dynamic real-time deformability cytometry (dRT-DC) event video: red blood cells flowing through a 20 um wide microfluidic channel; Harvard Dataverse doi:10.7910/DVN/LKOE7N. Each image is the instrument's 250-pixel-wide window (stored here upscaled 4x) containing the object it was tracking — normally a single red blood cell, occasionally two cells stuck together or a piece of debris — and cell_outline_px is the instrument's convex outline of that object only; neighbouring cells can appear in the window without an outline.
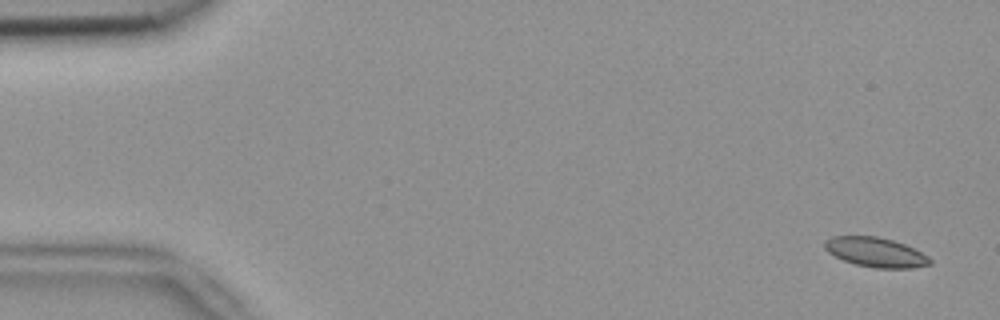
{"species": "common noctule bat (a hibernating species)", "species_latin": "Nyctalus noctula", "temperature_condition": "room temperature", "stored_images_in_passage": 5, "camera_frame_rate_fps": 3000, "um_per_image_px": 0.085, "animal": {"sex": "female", "body_mass_g": 18.4}, "frame": {"image": 1, "passage_image": 1, "time_ms": 0.0, "image_size_px": [1000, 320], "cell_outline_px": [[932, 264], [912, 268], [876, 268], [856, 264], [844, 260], [828, 252], [824, 248], [824, 240], [832, 236], [876, 236], [892, 240], [904, 244], [928, 256], [932, 260]], "centroid_in_image_um": [74.42, 21.44], "position_along_channel_um": 10.6, "area_um2": 18.03}}
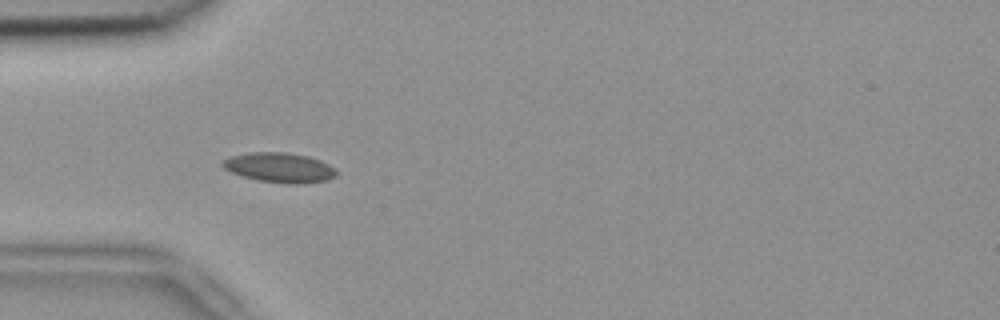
{"frame": {"image": 2, "passage_image": 4, "time_ms": 1.0, "image_size_px": [1000, 320], "cell_outline_px": [[336, 176], [324, 180], [296, 184], [288, 184], [256, 180], [232, 172], [224, 168], [220, 164], [220, 160], [232, 156], [248, 152], [284, 152], [308, 156], [320, 160], [336, 168]], "centroid_in_image_um": [23.73, 14.23], "position_along_channel_um": 61.3, "area_um2": 19.71}}